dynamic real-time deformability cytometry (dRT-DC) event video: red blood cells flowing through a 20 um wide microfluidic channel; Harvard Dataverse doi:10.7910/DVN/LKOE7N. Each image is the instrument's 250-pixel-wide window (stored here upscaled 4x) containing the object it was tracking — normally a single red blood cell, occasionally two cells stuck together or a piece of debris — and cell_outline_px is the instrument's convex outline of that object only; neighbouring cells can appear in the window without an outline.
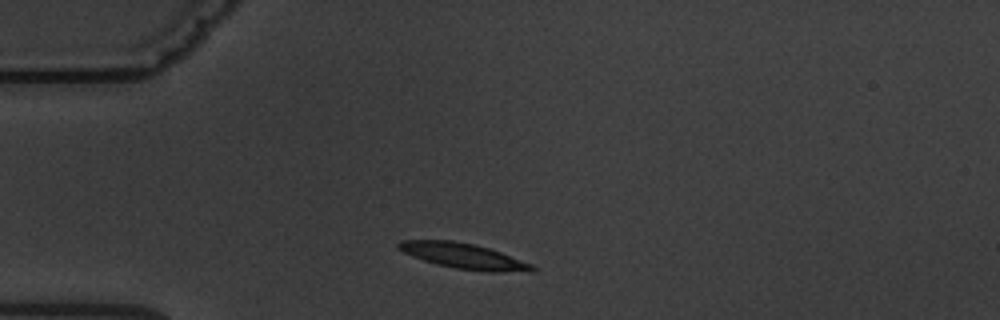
{"species": "common noctule bat (a hibernating species)", "species_latin": "Nyctalus noctula", "temperature_condition": "warm", "stored_images_in_passage": 12, "camera_frame_rate_fps": 3000, "um_per_image_px": 0.085, "animal": {"sex": "male", "body_mass_g": 19.5, "forearm_length_mm": 54.6}, "frame": {"image": 1, "passage_image": 1, "time_ms": 0.0, "image_size_px": [1000, 320], "cell_outline_px": [[536, 272], [488, 272], [456, 268], [436, 264], [412, 256], [404, 252], [396, 244], [400, 240], [452, 240], [472, 244], [488, 248], [500, 252], [532, 264], [536, 268]], "centroid_in_image_um": [39.45, 21.77], "position_along_channel_um": 45.5, "area_um2": 19.71}}
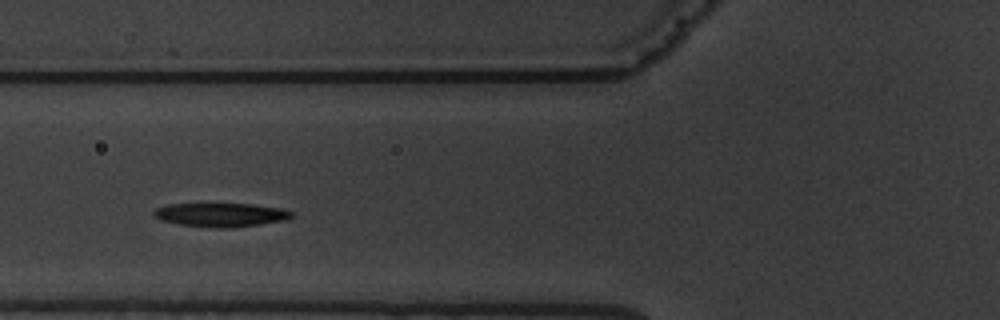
{"frame": {"image": 2, "passage_image": 3, "time_ms": 2.333, "image_size_px": [1000, 320], "cell_outline_px": [[292, 216], [284, 220], [260, 224], [228, 228], [216, 228], [176, 224], [160, 220], [152, 216], [152, 212], [156, 208], [168, 204], [252, 204], [284, 208], [292, 212]], "centroid_in_image_um": [18.72, 18.26], "position_along_channel_um": 107.1, "area_um2": 19.19}}
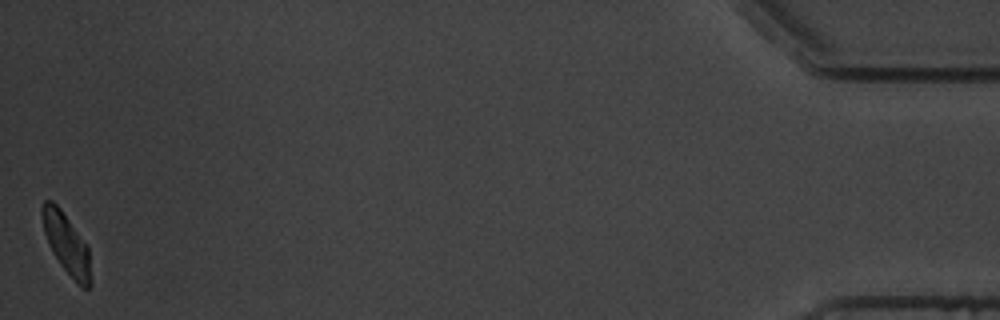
{"frame": {"image": 3, "passage_image": 12, "time_ms": 14.0, "image_size_px": [1000, 320], "cell_outline_px": [[92, 284], [88, 288], [84, 288], [60, 264], [52, 252], [48, 244], [44, 232], [40, 212], [40, 208], [44, 200], [52, 200], [60, 208], [88, 248], [92, 280]], "centroid_in_image_um": [5.62, 20.68], "position_along_channel_um": 429.6, "area_um2": 16.82}, "authors_computed_cell_mechanics": {"area_um2": 19.074, "velocity_mm_per_s": 3.5379, "shape_relaxation_time_tau1_ms": 3.0388, "shape_relaxation_time_tau2_ms": 4.1933, "deformation_change_tau1": 0.1347, "deformation_change_tau2": 0.0755}}